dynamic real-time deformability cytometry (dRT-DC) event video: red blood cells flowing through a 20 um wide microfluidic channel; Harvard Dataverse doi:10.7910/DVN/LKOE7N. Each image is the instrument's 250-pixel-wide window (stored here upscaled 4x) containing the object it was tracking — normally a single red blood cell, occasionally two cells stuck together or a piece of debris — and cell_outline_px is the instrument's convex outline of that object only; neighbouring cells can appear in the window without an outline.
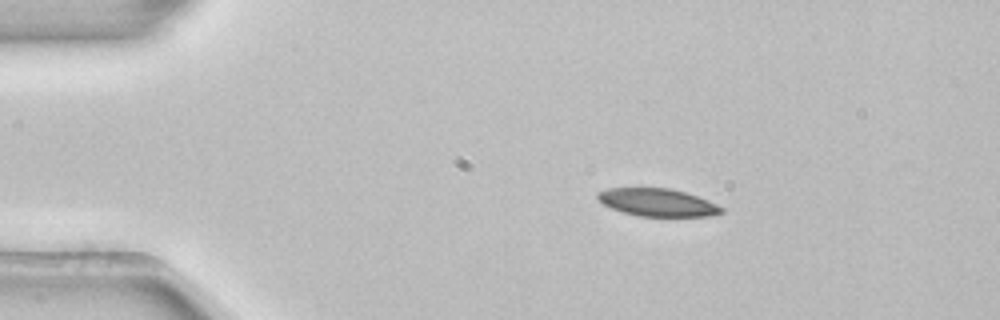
{"species": "common noctule bat (a hibernating species)", "species_latin": "Nyctalus noctula", "temperature_condition": "room temperature", "stored_images_in_passage": 3, "camera_frame_rate_fps": 3000, "um_per_image_px": 0.085, "animal": {"sex": "female", "body_mass_g": 22.7, "forearm_length_mm": 54.2}, "frame": {"image": 1, "passage_image": 2, "time_ms": 0.333, "image_size_px": [1000, 320], "cell_outline_px": [[724, 212], [712, 216], [640, 216], [624, 212], [612, 208], [604, 204], [596, 196], [596, 192], [608, 188], [672, 188], [708, 200], [724, 208]], "centroid_in_image_um": [55.9, 17.2], "position_along_channel_um": 29.1, "area_um2": 19.88}}